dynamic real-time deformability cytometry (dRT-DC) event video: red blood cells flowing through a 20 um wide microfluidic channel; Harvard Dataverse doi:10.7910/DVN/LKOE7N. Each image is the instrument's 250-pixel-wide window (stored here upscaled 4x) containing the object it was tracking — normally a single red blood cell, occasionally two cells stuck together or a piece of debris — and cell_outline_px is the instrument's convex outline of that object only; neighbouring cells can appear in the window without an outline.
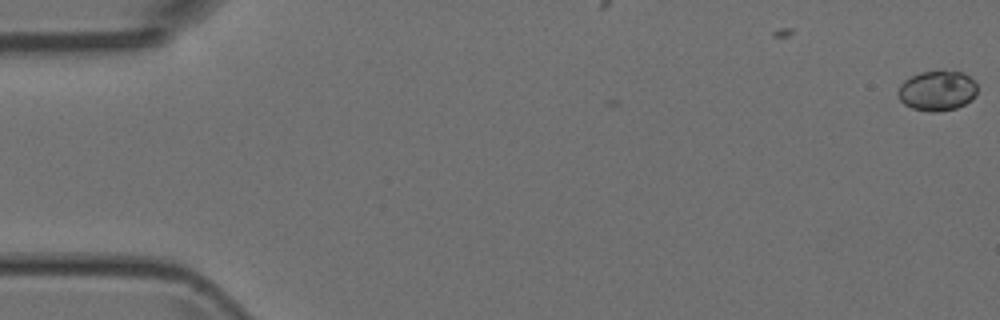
{"species": "Egyptian fruit bat (a non-hibernating species)", "species_latin": "Rousettus aegyptiacus", "temperature_condition": "room temperature", "stored_images_in_passage": 4, "camera_frame_rate_fps": 3000, "um_per_image_px": 0.085, "animal": {"sex": "female"}, "frame": {"image": 1, "passage_image": 4, "time_ms": 1.0, "image_size_px": [1000, 320], "cell_outline_px": [[976, 92], [972, 100], [956, 108], [936, 112], [928, 112], [912, 108], [904, 104], [900, 100], [896, 92], [900, 84], [904, 80], [920, 72], [960, 72], [968, 76], [976, 84]], "centroid_in_image_um": [79.62, 7.74], "position_along_channel_um": 5.4, "area_um2": 18.32}}